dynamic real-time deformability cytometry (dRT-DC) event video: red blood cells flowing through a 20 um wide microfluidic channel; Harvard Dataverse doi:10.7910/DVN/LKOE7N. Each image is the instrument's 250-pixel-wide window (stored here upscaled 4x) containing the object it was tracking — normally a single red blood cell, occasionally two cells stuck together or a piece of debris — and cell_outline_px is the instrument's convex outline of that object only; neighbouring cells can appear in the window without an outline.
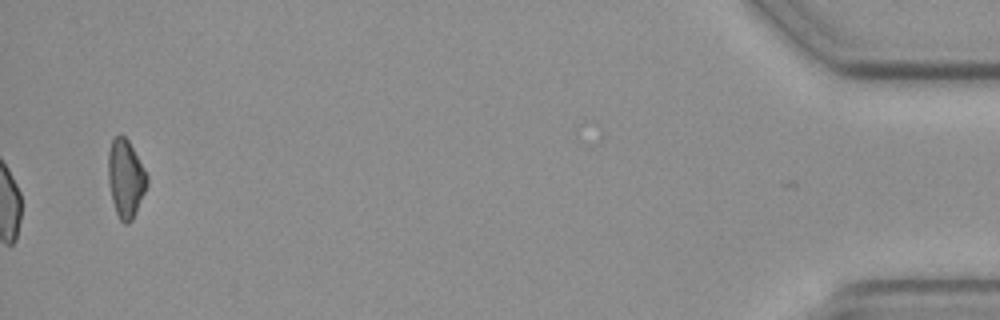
{"species": "common noctule bat (a hibernating species)", "species_latin": "Nyctalus noctula", "temperature_condition": "cold", "stored_images_in_passage": 16, "camera_frame_rate_fps": 3000, "um_per_image_px": 0.085, "animal": {"sex": "female", "body_mass_g": 19.3, "forearm_length_mm": 54.1}, "frame": {"image": 1, "passage_image": 16, "time_ms": 19.0, "image_size_px": [1000, 320], "cell_outline_px": [[148, 184], [136, 212], [132, 220], [128, 224], [124, 224], [120, 220], [116, 212], [112, 200], [108, 180], [108, 152], [112, 140], [120, 132], [128, 140], [148, 176]], "centroid_in_image_um": [10.67, 15.17], "position_along_channel_um": 424.5, "area_um2": 17.63}}